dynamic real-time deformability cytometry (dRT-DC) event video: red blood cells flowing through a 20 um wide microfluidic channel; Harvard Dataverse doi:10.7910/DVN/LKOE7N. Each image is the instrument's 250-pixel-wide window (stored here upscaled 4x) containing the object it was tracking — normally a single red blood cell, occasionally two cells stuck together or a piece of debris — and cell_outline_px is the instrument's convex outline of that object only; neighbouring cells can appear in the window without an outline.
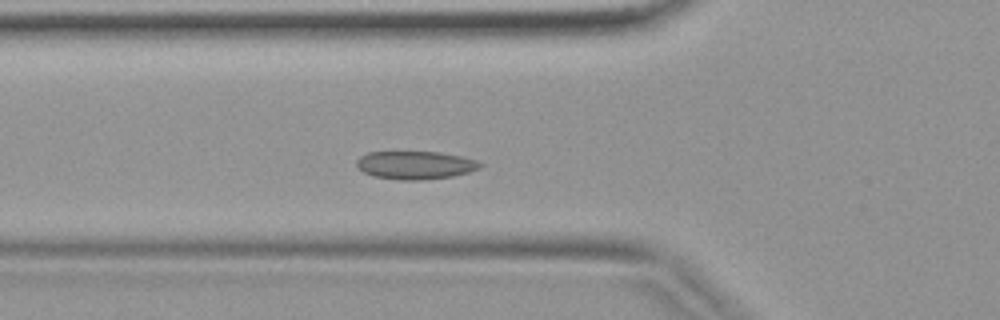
{"species": "common noctule bat (a hibernating species)", "species_latin": "Nyctalus noctula", "temperature_condition": "warm", "stored_images_in_passage": 12, "camera_frame_rate_fps": 3000, "um_per_image_px": 0.085, "animal": {"sex": "female", "body_mass_g": 19.9}, "frame": {"image": 1, "passage_image": 12, "time_ms": 3.667, "image_size_px": [1000, 320], "cell_outline_px": [[484, 164], [480, 168], [468, 172], [452, 176], [420, 180], [400, 180], [372, 176], [364, 172], [356, 164], [356, 160], [360, 156], [368, 152], [440, 152], [460, 156], [476, 160]], "centroid_in_image_um": [35.3, 14.03], "position_along_channel_um": 90.5, "area_um2": 20.17}}